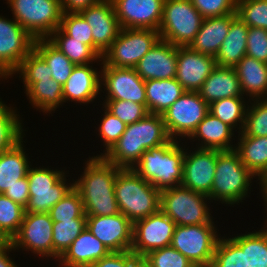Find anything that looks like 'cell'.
<instances>
[{
    "label": "cell",
    "mask_w": 267,
    "mask_h": 267,
    "mask_svg": "<svg viewBox=\"0 0 267 267\" xmlns=\"http://www.w3.org/2000/svg\"><path fill=\"white\" fill-rule=\"evenodd\" d=\"M83 175L74 183L79 192L86 216H112L120 213L114 186L122 169L103 157H89Z\"/></svg>",
    "instance_id": "6da1fadb"
},
{
    "label": "cell",
    "mask_w": 267,
    "mask_h": 267,
    "mask_svg": "<svg viewBox=\"0 0 267 267\" xmlns=\"http://www.w3.org/2000/svg\"><path fill=\"white\" fill-rule=\"evenodd\" d=\"M170 140L162 116L148 113L143 119L128 124L119 140L102 157L120 168L132 169L146 150Z\"/></svg>",
    "instance_id": "7a4b0ae2"
},
{
    "label": "cell",
    "mask_w": 267,
    "mask_h": 267,
    "mask_svg": "<svg viewBox=\"0 0 267 267\" xmlns=\"http://www.w3.org/2000/svg\"><path fill=\"white\" fill-rule=\"evenodd\" d=\"M181 140L171 139L167 144L146 150L132 169L160 191L181 185L185 155V147L179 144Z\"/></svg>",
    "instance_id": "3957f363"
},
{
    "label": "cell",
    "mask_w": 267,
    "mask_h": 267,
    "mask_svg": "<svg viewBox=\"0 0 267 267\" xmlns=\"http://www.w3.org/2000/svg\"><path fill=\"white\" fill-rule=\"evenodd\" d=\"M160 190L133 169L122 168L116 176L114 193L119 211L132 223L160 209Z\"/></svg>",
    "instance_id": "277c9868"
},
{
    "label": "cell",
    "mask_w": 267,
    "mask_h": 267,
    "mask_svg": "<svg viewBox=\"0 0 267 267\" xmlns=\"http://www.w3.org/2000/svg\"><path fill=\"white\" fill-rule=\"evenodd\" d=\"M253 177L256 178L235 150H218L214 182L208 197L229 206L243 202L251 191Z\"/></svg>",
    "instance_id": "5b68a950"
},
{
    "label": "cell",
    "mask_w": 267,
    "mask_h": 267,
    "mask_svg": "<svg viewBox=\"0 0 267 267\" xmlns=\"http://www.w3.org/2000/svg\"><path fill=\"white\" fill-rule=\"evenodd\" d=\"M207 200H210L207 195L178 185L161 190L160 210L176 225L214 223Z\"/></svg>",
    "instance_id": "8992f818"
},
{
    "label": "cell",
    "mask_w": 267,
    "mask_h": 267,
    "mask_svg": "<svg viewBox=\"0 0 267 267\" xmlns=\"http://www.w3.org/2000/svg\"><path fill=\"white\" fill-rule=\"evenodd\" d=\"M13 18L35 40L47 39L61 25V0H7Z\"/></svg>",
    "instance_id": "52a82bcc"
},
{
    "label": "cell",
    "mask_w": 267,
    "mask_h": 267,
    "mask_svg": "<svg viewBox=\"0 0 267 267\" xmlns=\"http://www.w3.org/2000/svg\"><path fill=\"white\" fill-rule=\"evenodd\" d=\"M203 19L190 0H164L160 38L174 46H189Z\"/></svg>",
    "instance_id": "ba28073f"
},
{
    "label": "cell",
    "mask_w": 267,
    "mask_h": 267,
    "mask_svg": "<svg viewBox=\"0 0 267 267\" xmlns=\"http://www.w3.org/2000/svg\"><path fill=\"white\" fill-rule=\"evenodd\" d=\"M66 174L63 170L44 166L29 168L27 179L30 197L25 212L49 213L50 209L74 187V183H68Z\"/></svg>",
    "instance_id": "9c48e42d"
},
{
    "label": "cell",
    "mask_w": 267,
    "mask_h": 267,
    "mask_svg": "<svg viewBox=\"0 0 267 267\" xmlns=\"http://www.w3.org/2000/svg\"><path fill=\"white\" fill-rule=\"evenodd\" d=\"M160 39L153 29L121 28L102 60L107 66L134 68Z\"/></svg>",
    "instance_id": "30bf717a"
},
{
    "label": "cell",
    "mask_w": 267,
    "mask_h": 267,
    "mask_svg": "<svg viewBox=\"0 0 267 267\" xmlns=\"http://www.w3.org/2000/svg\"><path fill=\"white\" fill-rule=\"evenodd\" d=\"M220 235L214 223L176 225L171 246L193 265L211 266Z\"/></svg>",
    "instance_id": "8fae6325"
},
{
    "label": "cell",
    "mask_w": 267,
    "mask_h": 267,
    "mask_svg": "<svg viewBox=\"0 0 267 267\" xmlns=\"http://www.w3.org/2000/svg\"><path fill=\"white\" fill-rule=\"evenodd\" d=\"M209 105L198 92L185 91L161 114L171 139L189 138L209 112Z\"/></svg>",
    "instance_id": "7c38bea8"
},
{
    "label": "cell",
    "mask_w": 267,
    "mask_h": 267,
    "mask_svg": "<svg viewBox=\"0 0 267 267\" xmlns=\"http://www.w3.org/2000/svg\"><path fill=\"white\" fill-rule=\"evenodd\" d=\"M175 222L160 209L133 223L131 251L143 258L150 251L171 246Z\"/></svg>",
    "instance_id": "4fadbf2b"
},
{
    "label": "cell",
    "mask_w": 267,
    "mask_h": 267,
    "mask_svg": "<svg viewBox=\"0 0 267 267\" xmlns=\"http://www.w3.org/2000/svg\"><path fill=\"white\" fill-rule=\"evenodd\" d=\"M35 39L14 18L0 16V73L11 78L22 60L33 50Z\"/></svg>",
    "instance_id": "5bb4252c"
},
{
    "label": "cell",
    "mask_w": 267,
    "mask_h": 267,
    "mask_svg": "<svg viewBox=\"0 0 267 267\" xmlns=\"http://www.w3.org/2000/svg\"><path fill=\"white\" fill-rule=\"evenodd\" d=\"M53 220L49 213L25 212L18 233L10 241L14 250L31 251L40 257H53Z\"/></svg>",
    "instance_id": "9a60e30c"
},
{
    "label": "cell",
    "mask_w": 267,
    "mask_h": 267,
    "mask_svg": "<svg viewBox=\"0 0 267 267\" xmlns=\"http://www.w3.org/2000/svg\"><path fill=\"white\" fill-rule=\"evenodd\" d=\"M100 65L103 67L101 88L107 94L105 100L133 101L146 107L145 80L134 68L107 66L103 61Z\"/></svg>",
    "instance_id": "2e32d148"
},
{
    "label": "cell",
    "mask_w": 267,
    "mask_h": 267,
    "mask_svg": "<svg viewBox=\"0 0 267 267\" xmlns=\"http://www.w3.org/2000/svg\"><path fill=\"white\" fill-rule=\"evenodd\" d=\"M86 228L111 252L131 250L133 223L122 213L112 216H87Z\"/></svg>",
    "instance_id": "e0dca14e"
},
{
    "label": "cell",
    "mask_w": 267,
    "mask_h": 267,
    "mask_svg": "<svg viewBox=\"0 0 267 267\" xmlns=\"http://www.w3.org/2000/svg\"><path fill=\"white\" fill-rule=\"evenodd\" d=\"M185 150L183 159V179L181 185L196 192L209 195L214 182L218 150Z\"/></svg>",
    "instance_id": "ac0fdd59"
},
{
    "label": "cell",
    "mask_w": 267,
    "mask_h": 267,
    "mask_svg": "<svg viewBox=\"0 0 267 267\" xmlns=\"http://www.w3.org/2000/svg\"><path fill=\"white\" fill-rule=\"evenodd\" d=\"M120 28L158 31L164 0H111Z\"/></svg>",
    "instance_id": "d6986e66"
},
{
    "label": "cell",
    "mask_w": 267,
    "mask_h": 267,
    "mask_svg": "<svg viewBox=\"0 0 267 267\" xmlns=\"http://www.w3.org/2000/svg\"><path fill=\"white\" fill-rule=\"evenodd\" d=\"M80 14L91 27L93 50L102 58L121 29L113 3L111 0H100Z\"/></svg>",
    "instance_id": "ffe728a7"
},
{
    "label": "cell",
    "mask_w": 267,
    "mask_h": 267,
    "mask_svg": "<svg viewBox=\"0 0 267 267\" xmlns=\"http://www.w3.org/2000/svg\"><path fill=\"white\" fill-rule=\"evenodd\" d=\"M215 67V57L197 52L189 46H177L175 79L185 91L197 92Z\"/></svg>",
    "instance_id": "44dd1931"
},
{
    "label": "cell",
    "mask_w": 267,
    "mask_h": 267,
    "mask_svg": "<svg viewBox=\"0 0 267 267\" xmlns=\"http://www.w3.org/2000/svg\"><path fill=\"white\" fill-rule=\"evenodd\" d=\"M177 46L159 40L134 67L145 81L150 79H172L176 77Z\"/></svg>",
    "instance_id": "7402d4cb"
},
{
    "label": "cell",
    "mask_w": 267,
    "mask_h": 267,
    "mask_svg": "<svg viewBox=\"0 0 267 267\" xmlns=\"http://www.w3.org/2000/svg\"><path fill=\"white\" fill-rule=\"evenodd\" d=\"M89 64L75 65L69 78L62 86L64 103L90 104L102 91L101 71Z\"/></svg>",
    "instance_id": "603a6c76"
},
{
    "label": "cell",
    "mask_w": 267,
    "mask_h": 267,
    "mask_svg": "<svg viewBox=\"0 0 267 267\" xmlns=\"http://www.w3.org/2000/svg\"><path fill=\"white\" fill-rule=\"evenodd\" d=\"M110 253L111 251L107 246L85 228L59 258V266L90 267L93 263Z\"/></svg>",
    "instance_id": "cb8c5ba5"
},
{
    "label": "cell",
    "mask_w": 267,
    "mask_h": 267,
    "mask_svg": "<svg viewBox=\"0 0 267 267\" xmlns=\"http://www.w3.org/2000/svg\"><path fill=\"white\" fill-rule=\"evenodd\" d=\"M209 105L224 98L244 96L235 68L216 66L197 91Z\"/></svg>",
    "instance_id": "d4e9b609"
},
{
    "label": "cell",
    "mask_w": 267,
    "mask_h": 267,
    "mask_svg": "<svg viewBox=\"0 0 267 267\" xmlns=\"http://www.w3.org/2000/svg\"><path fill=\"white\" fill-rule=\"evenodd\" d=\"M237 14L205 18L189 47L202 54L216 57Z\"/></svg>",
    "instance_id": "484cf974"
},
{
    "label": "cell",
    "mask_w": 267,
    "mask_h": 267,
    "mask_svg": "<svg viewBox=\"0 0 267 267\" xmlns=\"http://www.w3.org/2000/svg\"><path fill=\"white\" fill-rule=\"evenodd\" d=\"M233 132L235 131L230 126L208 112L189 139L201 142L197 148L229 151L235 149L231 140L235 134Z\"/></svg>",
    "instance_id": "4316f807"
},
{
    "label": "cell",
    "mask_w": 267,
    "mask_h": 267,
    "mask_svg": "<svg viewBox=\"0 0 267 267\" xmlns=\"http://www.w3.org/2000/svg\"><path fill=\"white\" fill-rule=\"evenodd\" d=\"M243 95L251 100L267 99V63L244 56L234 67Z\"/></svg>",
    "instance_id": "83f0119b"
},
{
    "label": "cell",
    "mask_w": 267,
    "mask_h": 267,
    "mask_svg": "<svg viewBox=\"0 0 267 267\" xmlns=\"http://www.w3.org/2000/svg\"><path fill=\"white\" fill-rule=\"evenodd\" d=\"M23 142L22 138L12 148L0 153V194H4L28 174L31 163L25 154Z\"/></svg>",
    "instance_id": "f1b7e54d"
},
{
    "label": "cell",
    "mask_w": 267,
    "mask_h": 267,
    "mask_svg": "<svg viewBox=\"0 0 267 267\" xmlns=\"http://www.w3.org/2000/svg\"><path fill=\"white\" fill-rule=\"evenodd\" d=\"M249 27L236 16L230 24L227 36L215 57L216 66L234 68L246 56Z\"/></svg>",
    "instance_id": "f546056e"
},
{
    "label": "cell",
    "mask_w": 267,
    "mask_h": 267,
    "mask_svg": "<svg viewBox=\"0 0 267 267\" xmlns=\"http://www.w3.org/2000/svg\"><path fill=\"white\" fill-rule=\"evenodd\" d=\"M185 90L175 79H150L145 81L146 108L149 113H164Z\"/></svg>",
    "instance_id": "4dcf8cb0"
},
{
    "label": "cell",
    "mask_w": 267,
    "mask_h": 267,
    "mask_svg": "<svg viewBox=\"0 0 267 267\" xmlns=\"http://www.w3.org/2000/svg\"><path fill=\"white\" fill-rule=\"evenodd\" d=\"M235 151L241 162L258 178L267 169V136H238Z\"/></svg>",
    "instance_id": "1f68e13d"
},
{
    "label": "cell",
    "mask_w": 267,
    "mask_h": 267,
    "mask_svg": "<svg viewBox=\"0 0 267 267\" xmlns=\"http://www.w3.org/2000/svg\"><path fill=\"white\" fill-rule=\"evenodd\" d=\"M32 108L49 114L55 111L59 105L64 104L62 85L55 79L48 78L35 82L27 91Z\"/></svg>",
    "instance_id": "d6a6232c"
},
{
    "label": "cell",
    "mask_w": 267,
    "mask_h": 267,
    "mask_svg": "<svg viewBox=\"0 0 267 267\" xmlns=\"http://www.w3.org/2000/svg\"><path fill=\"white\" fill-rule=\"evenodd\" d=\"M75 65H85L102 58L89 46L68 36L60 27L47 38Z\"/></svg>",
    "instance_id": "836d02e7"
},
{
    "label": "cell",
    "mask_w": 267,
    "mask_h": 267,
    "mask_svg": "<svg viewBox=\"0 0 267 267\" xmlns=\"http://www.w3.org/2000/svg\"><path fill=\"white\" fill-rule=\"evenodd\" d=\"M264 224L259 231L231 238L245 252L246 267H267V224Z\"/></svg>",
    "instance_id": "e575fe53"
},
{
    "label": "cell",
    "mask_w": 267,
    "mask_h": 267,
    "mask_svg": "<svg viewBox=\"0 0 267 267\" xmlns=\"http://www.w3.org/2000/svg\"><path fill=\"white\" fill-rule=\"evenodd\" d=\"M33 49L50 67L52 78L63 86L69 78L75 64L48 39H36L33 44Z\"/></svg>",
    "instance_id": "d590c367"
},
{
    "label": "cell",
    "mask_w": 267,
    "mask_h": 267,
    "mask_svg": "<svg viewBox=\"0 0 267 267\" xmlns=\"http://www.w3.org/2000/svg\"><path fill=\"white\" fill-rule=\"evenodd\" d=\"M244 100L243 96L220 99L209 104L208 111L233 130L235 128L239 129L238 133L240 134L244 127L247 110Z\"/></svg>",
    "instance_id": "8d00e7d4"
},
{
    "label": "cell",
    "mask_w": 267,
    "mask_h": 267,
    "mask_svg": "<svg viewBox=\"0 0 267 267\" xmlns=\"http://www.w3.org/2000/svg\"><path fill=\"white\" fill-rule=\"evenodd\" d=\"M87 218H73L70 220H61L53 222L52 241H53V259L59 258L65 253L72 242L86 228Z\"/></svg>",
    "instance_id": "74e56055"
},
{
    "label": "cell",
    "mask_w": 267,
    "mask_h": 267,
    "mask_svg": "<svg viewBox=\"0 0 267 267\" xmlns=\"http://www.w3.org/2000/svg\"><path fill=\"white\" fill-rule=\"evenodd\" d=\"M16 112V109L0 102V153L12 148L24 137L22 120Z\"/></svg>",
    "instance_id": "f35d334b"
},
{
    "label": "cell",
    "mask_w": 267,
    "mask_h": 267,
    "mask_svg": "<svg viewBox=\"0 0 267 267\" xmlns=\"http://www.w3.org/2000/svg\"><path fill=\"white\" fill-rule=\"evenodd\" d=\"M25 215V207L0 194V236L11 241L18 233Z\"/></svg>",
    "instance_id": "ab89813d"
},
{
    "label": "cell",
    "mask_w": 267,
    "mask_h": 267,
    "mask_svg": "<svg viewBox=\"0 0 267 267\" xmlns=\"http://www.w3.org/2000/svg\"><path fill=\"white\" fill-rule=\"evenodd\" d=\"M16 73H19V78L23 80L25 91L37 81L52 78L50 67L34 49L24 57L12 75Z\"/></svg>",
    "instance_id": "60d3db41"
},
{
    "label": "cell",
    "mask_w": 267,
    "mask_h": 267,
    "mask_svg": "<svg viewBox=\"0 0 267 267\" xmlns=\"http://www.w3.org/2000/svg\"><path fill=\"white\" fill-rule=\"evenodd\" d=\"M247 104L243 130L238 136H267V99H256Z\"/></svg>",
    "instance_id": "b9f144b4"
},
{
    "label": "cell",
    "mask_w": 267,
    "mask_h": 267,
    "mask_svg": "<svg viewBox=\"0 0 267 267\" xmlns=\"http://www.w3.org/2000/svg\"><path fill=\"white\" fill-rule=\"evenodd\" d=\"M210 267H246L245 252L231 238L220 236Z\"/></svg>",
    "instance_id": "7bdbcfd3"
},
{
    "label": "cell",
    "mask_w": 267,
    "mask_h": 267,
    "mask_svg": "<svg viewBox=\"0 0 267 267\" xmlns=\"http://www.w3.org/2000/svg\"><path fill=\"white\" fill-rule=\"evenodd\" d=\"M49 214L53 222L87 218L81 196L74 187L50 209Z\"/></svg>",
    "instance_id": "ee69618b"
},
{
    "label": "cell",
    "mask_w": 267,
    "mask_h": 267,
    "mask_svg": "<svg viewBox=\"0 0 267 267\" xmlns=\"http://www.w3.org/2000/svg\"><path fill=\"white\" fill-rule=\"evenodd\" d=\"M236 13L248 27L267 29V0H237Z\"/></svg>",
    "instance_id": "f6af8a7d"
},
{
    "label": "cell",
    "mask_w": 267,
    "mask_h": 267,
    "mask_svg": "<svg viewBox=\"0 0 267 267\" xmlns=\"http://www.w3.org/2000/svg\"><path fill=\"white\" fill-rule=\"evenodd\" d=\"M102 104L110 113L126 125L143 119L149 112L143 104L126 100H104Z\"/></svg>",
    "instance_id": "bcb514c9"
},
{
    "label": "cell",
    "mask_w": 267,
    "mask_h": 267,
    "mask_svg": "<svg viewBox=\"0 0 267 267\" xmlns=\"http://www.w3.org/2000/svg\"><path fill=\"white\" fill-rule=\"evenodd\" d=\"M60 28L74 40L93 49V36L89 23L79 13H63Z\"/></svg>",
    "instance_id": "7dc6e473"
},
{
    "label": "cell",
    "mask_w": 267,
    "mask_h": 267,
    "mask_svg": "<svg viewBox=\"0 0 267 267\" xmlns=\"http://www.w3.org/2000/svg\"><path fill=\"white\" fill-rule=\"evenodd\" d=\"M149 267H190L188 258L172 246L150 251L143 257Z\"/></svg>",
    "instance_id": "c3c4849f"
},
{
    "label": "cell",
    "mask_w": 267,
    "mask_h": 267,
    "mask_svg": "<svg viewBox=\"0 0 267 267\" xmlns=\"http://www.w3.org/2000/svg\"><path fill=\"white\" fill-rule=\"evenodd\" d=\"M103 118L99 125V136H101L103 145L105 146V153H100L97 157H102L106 154L114 144L119 140L121 135L126 129V124L122 122L119 118L110 113L106 108L104 109Z\"/></svg>",
    "instance_id": "681fc988"
},
{
    "label": "cell",
    "mask_w": 267,
    "mask_h": 267,
    "mask_svg": "<svg viewBox=\"0 0 267 267\" xmlns=\"http://www.w3.org/2000/svg\"><path fill=\"white\" fill-rule=\"evenodd\" d=\"M190 2L204 19L237 14V0H190Z\"/></svg>",
    "instance_id": "f907efd6"
},
{
    "label": "cell",
    "mask_w": 267,
    "mask_h": 267,
    "mask_svg": "<svg viewBox=\"0 0 267 267\" xmlns=\"http://www.w3.org/2000/svg\"><path fill=\"white\" fill-rule=\"evenodd\" d=\"M246 55L267 63V29L249 27Z\"/></svg>",
    "instance_id": "816d5d0a"
},
{
    "label": "cell",
    "mask_w": 267,
    "mask_h": 267,
    "mask_svg": "<svg viewBox=\"0 0 267 267\" xmlns=\"http://www.w3.org/2000/svg\"><path fill=\"white\" fill-rule=\"evenodd\" d=\"M139 257L131 250L111 252L109 255L93 263L90 267H131Z\"/></svg>",
    "instance_id": "f5cc1de1"
},
{
    "label": "cell",
    "mask_w": 267,
    "mask_h": 267,
    "mask_svg": "<svg viewBox=\"0 0 267 267\" xmlns=\"http://www.w3.org/2000/svg\"><path fill=\"white\" fill-rule=\"evenodd\" d=\"M4 195L26 208L29 202V182L27 176L19 179V183L9 188Z\"/></svg>",
    "instance_id": "db71d44e"
},
{
    "label": "cell",
    "mask_w": 267,
    "mask_h": 267,
    "mask_svg": "<svg viewBox=\"0 0 267 267\" xmlns=\"http://www.w3.org/2000/svg\"><path fill=\"white\" fill-rule=\"evenodd\" d=\"M100 0H61L63 13H81Z\"/></svg>",
    "instance_id": "11a10c76"
},
{
    "label": "cell",
    "mask_w": 267,
    "mask_h": 267,
    "mask_svg": "<svg viewBox=\"0 0 267 267\" xmlns=\"http://www.w3.org/2000/svg\"><path fill=\"white\" fill-rule=\"evenodd\" d=\"M12 250L14 251V248L10 241H4L0 245V267H18L12 258L8 256Z\"/></svg>",
    "instance_id": "9f6ffc18"
},
{
    "label": "cell",
    "mask_w": 267,
    "mask_h": 267,
    "mask_svg": "<svg viewBox=\"0 0 267 267\" xmlns=\"http://www.w3.org/2000/svg\"><path fill=\"white\" fill-rule=\"evenodd\" d=\"M260 180V190L262 192V198H264V205L267 211V169L263 172V174L258 178Z\"/></svg>",
    "instance_id": "6f0895ef"
},
{
    "label": "cell",
    "mask_w": 267,
    "mask_h": 267,
    "mask_svg": "<svg viewBox=\"0 0 267 267\" xmlns=\"http://www.w3.org/2000/svg\"><path fill=\"white\" fill-rule=\"evenodd\" d=\"M131 267H149L143 258H139Z\"/></svg>",
    "instance_id": "680465c9"
},
{
    "label": "cell",
    "mask_w": 267,
    "mask_h": 267,
    "mask_svg": "<svg viewBox=\"0 0 267 267\" xmlns=\"http://www.w3.org/2000/svg\"><path fill=\"white\" fill-rule=\"evenodd\" d=\"M190 267H210V266H206V265H191Z\"/></svg>",
    "instance_id": "91938a15"
},
{
    "label": "cell",
    "mask_w": 267,
    "mask_h": 267,
    "mask_svg": "<svg viewBox=\"0 0 267 267\" xmlns=\"http://www.w3.org/2000/svg\"><path fill=\"white\" fill-rule=\"evenodd\" d=\"M4 242V240L2 239V237L0 236V245Z\"/></svg>",
    "instance_id": "94428289"
},
{
    "label": "cell",
    "mask_w": 267,
    "mask_h": 267,
    "mask_svg": "<svg viewBox=\"0 0 267 267\" xmlns=\"http://www.w3.org/2000/svg\"><path fill=\"white\" fill-rule=\"evenodd\" d=\"M2 78L4 79L5 77L0 73V80H1Z\"/></svg>",
    "instance_id": "6125c7cd"
}]
</instances>
